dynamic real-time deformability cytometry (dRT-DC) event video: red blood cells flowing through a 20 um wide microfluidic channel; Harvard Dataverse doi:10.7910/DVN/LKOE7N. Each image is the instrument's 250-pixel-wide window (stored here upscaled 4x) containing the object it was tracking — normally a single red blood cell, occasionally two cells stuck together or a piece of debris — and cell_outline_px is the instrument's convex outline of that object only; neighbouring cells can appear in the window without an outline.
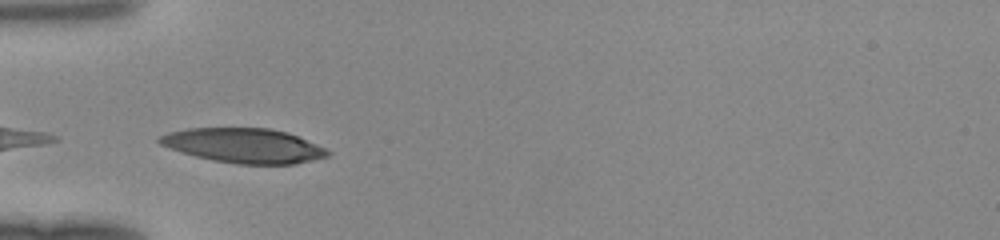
{"species": "human", "species_latin": "Homo sapiens", "temperature_condition": "room temperature", "stored_images_in_passage": 20, "camera_frame_rate_fps": 3000, "um_per_image_px": 0.085, "donor": {"sex": "female"}, "frame": {"image": 1, "passage_image": 1, "time_ms": 0.0, "image_size_px": [1000, 240], "cell_outline_px": [[332, 152], [328, 156], [296, 164], [236, 164], [212, 160], [196, 156], [160, 144], [156, 140], [156, 136], [168, 132], [188, 128], [268, 128], [288, 132], [316, 144]], "centroid_in_image_um": [20.72, 12.37], "position_along_channel_um": 64.3, "area_um2": 33.81}}
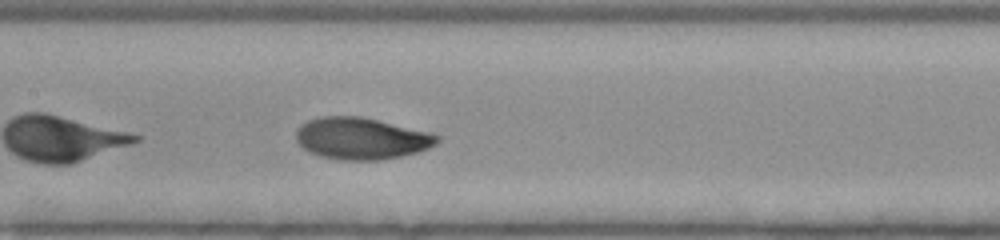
{"frame": {"image": 2, "passage_image": 9, "time_ms": 2.667, "image_size_px": [1000, 240], "cell_outline_px": [[440, 140], [436, 144], [428, 148], [416, 152], [400, 156], [380, 160], [340, 160], [320, 156], [308, 152], [296, 140], [296, 128], [300, 124], [308, 120], [320, 116], [360, 116], [432, 132], [440, 136]], "centroid_in_image_um": [30.7, 11.76], "position_along_channel_um": 176.7, "area_um2": 34.56}}
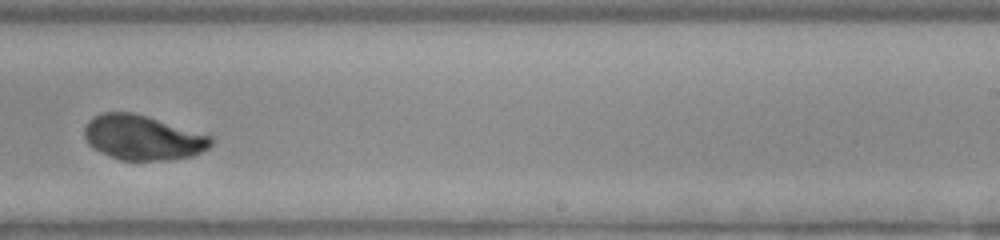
{"frame": {"image": 3, "passage_image": 16, "time_ms": 5.0, "image_size_px": [1000, 240], "cell_outline_px": [[212, 144], [208, 148], [192, 156], [168, 160], [120, 160], [108, 156], [92, 148], [88, 144], [84, 136], [84, 128], [88, 120], [92, 116], [104, 112], [132, 112], [148, 116], [212, 136]], "centroid_in_image_um": [12.09, 11.69], "position_along_channel_um": 276.9, "area_um2": 33.23}}